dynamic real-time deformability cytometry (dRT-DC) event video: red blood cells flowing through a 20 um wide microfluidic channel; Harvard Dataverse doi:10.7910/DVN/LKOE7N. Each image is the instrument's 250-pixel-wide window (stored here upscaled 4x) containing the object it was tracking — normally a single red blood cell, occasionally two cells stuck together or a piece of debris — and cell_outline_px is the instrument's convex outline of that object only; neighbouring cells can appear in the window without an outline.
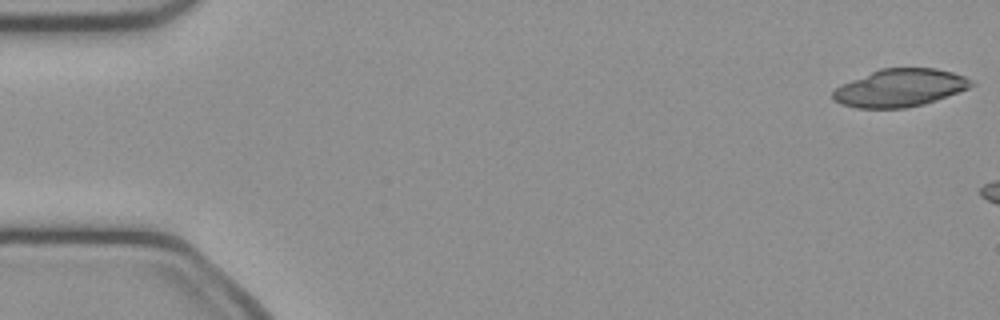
{"species": "common noctule bat (a hibernating species)", "species_latin": "Nyctalus noctula", "temperature_condition": "cold", "stored_images_in_passage": 6, "camera_frame_rate_fps": 3000, "um_per_image_px": 0.085, "animal": {"sex": "female", "body_mass_g": 21.9}, "frame": {"image": 1, "passage_image": 1, "time_ms": 0.0, "image_size_px": [1000, 320], "cell_outline_px": [[976, 84], [968, 88], [936, 100], [924, 104], [904, 108], [856, 108], [840, 104], [832, 100], [832, 92], [836, 88], [852, 80], [880, 68], [936, 68], [952, 72], [964, 76], [972, 80]], "centroid_in_image_um": [76.49, 7.47], "position_along_channel_um": 8.5, "area_um2": 30.29}}